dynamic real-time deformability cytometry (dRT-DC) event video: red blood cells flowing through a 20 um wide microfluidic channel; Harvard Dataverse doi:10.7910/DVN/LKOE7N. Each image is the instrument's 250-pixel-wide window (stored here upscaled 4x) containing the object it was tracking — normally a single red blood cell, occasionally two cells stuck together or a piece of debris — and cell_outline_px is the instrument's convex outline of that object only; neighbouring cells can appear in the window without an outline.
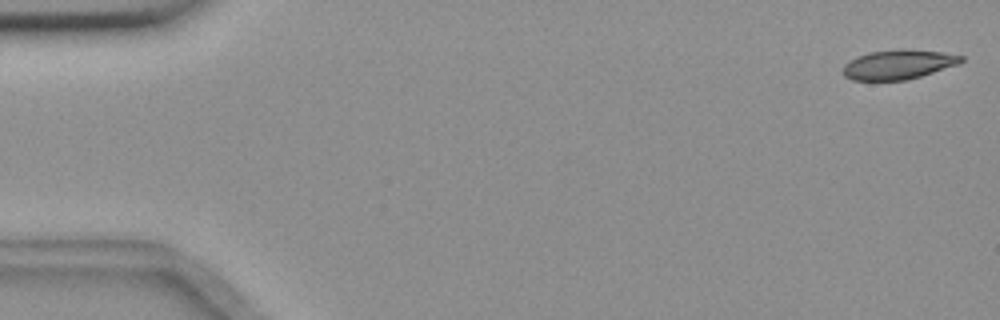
{"species": "common noctule bat (a hibernating species)", "species_latin": "Nyctalus noctula", "temperature_condition": "room temperature", "stored_images_in_passage": 55, "camera_frame_rate_fps": 3000, "um_per_image_px": 0.085, "animal": {"sex": "female", "body_mass_g": 18.4}, "frame": {"image": 1, "passage_image": 1, "time_ms": 0.0, "image_size_px": [1000, 320], "cell_outline_px": [[964, 60], [960, 64], [908, 80], [852, 80], [844, 76], [844, 64], [868, 52], [944, 52], [964, 56]], "centroid_in_image_um": [76.39, 5.54], "position_along_channel_um": 8.6, "area_um2": 19.31}}
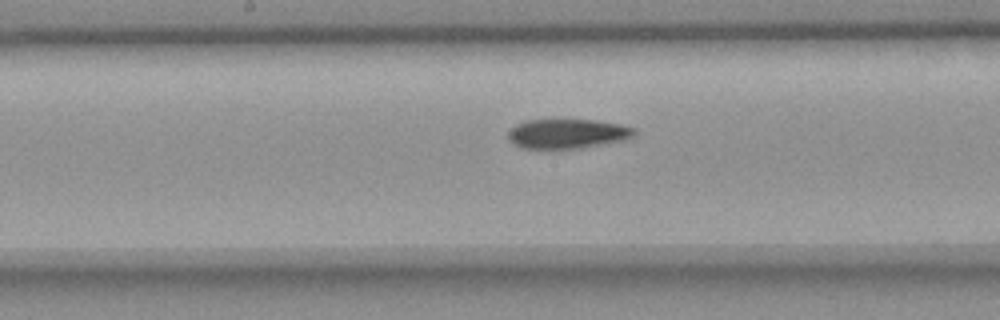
{"frame": {"image": 2, "passage_image": 28, "time_ms": 9.0, "image_size_px": [1000, 320], "cell_outline_px": [[636, 136], [624, 140], [580, 148], [520, 148], [512, 144], [508, 140], [508, 132], [516, 124], [524, 120], [552, 116], [596, 120], [620, 124], [636, 128]], "centroid_in_image_um": [48.19, 11.3], "position_along_channel_um": 200.0, "area_um2": 22.89}}
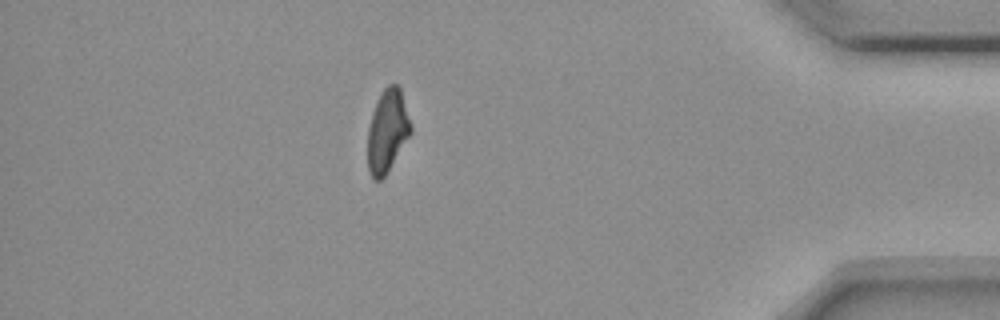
{"frame": {"image": 3, "passage_image": 48, "time_ms": 15.667, "image_size_px": [1000, 320], "cell_outline_px": [[412, 132], [384, 176], [380, 180], [372, 180], [368, 168], [368, 128], [372, 112], [384, 88], [388, 84], [396, 84], [400, 88], [412, 124]], "centroid_in_image_um": [32.93, 11.13], "position_along_channel_um": 402.3, "area_um2": 20.58}, "authors_computed_cell_mechanics": {"area_um2": 22.0218, "velocity_mm_per_s": 3.6728, "shape_relaxation_time_tau1_ms": 10.929, "shape_relaxation_time_tau2_ms": 6.0932, "deformation_change_tau1": 0.2171, "deformation_change_tau2": 0.1171}}